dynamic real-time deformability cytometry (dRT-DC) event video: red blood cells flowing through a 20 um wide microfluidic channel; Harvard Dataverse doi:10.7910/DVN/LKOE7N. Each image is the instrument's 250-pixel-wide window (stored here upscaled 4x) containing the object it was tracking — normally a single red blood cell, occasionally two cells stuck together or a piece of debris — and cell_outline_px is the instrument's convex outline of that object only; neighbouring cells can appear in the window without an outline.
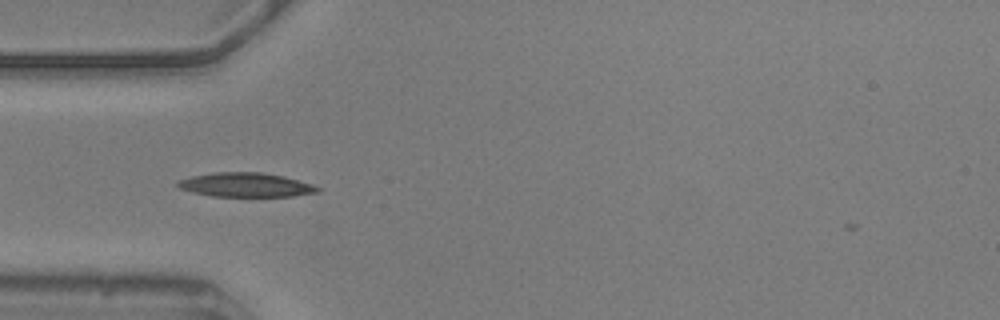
{"species": "common noctule bat (a hibernating species)", "species_latin": "Nyctalus noctula", "temperature_condition": "warm", "stored_images_in_passage": 41, "camera_frame_rate_fps": 3000, "um_per_image_px": 0.085, "animal": {"sex": "male", "body_mass_g": 20.5, "forearm_length_mm": 52.5}, "frame": {"image": 1, "passage_image": 1, "time_ms": 0.0, "image_size_px": [1000, 320], "cell_outline_px": [[320, 192], [292, 196], [212, 196], [192, 192], [180, 188], [176, 184], [176, 180], [192, 176], [216, 172], [260, 172], [284, 176], [312, 184], [320, 188]], "centroid_in_image_um": [20.88, 15.71], "position_along_channel_um": 64.1, "area_um2": 19.65}}
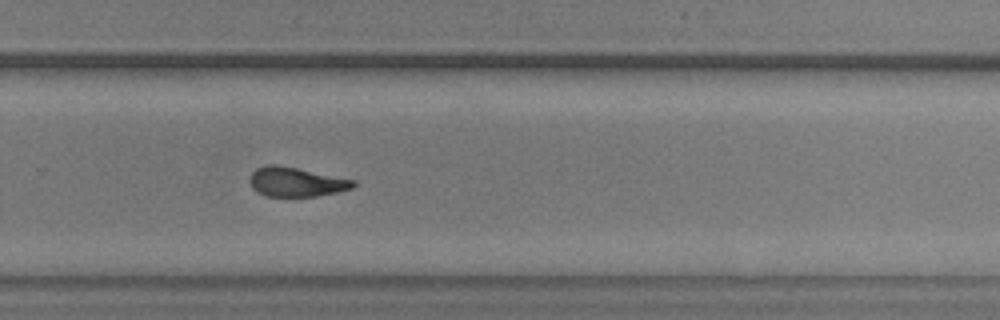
{"frame": {"image": 2, "passage_image": 21, "time_ms": 6.667, "image_size_px": [1000, 320], "cell_outline_px": [[356, 184], [352, 188], [336, 192], [316, 196], [268, 196], [252, 188], [248, 180], [252, 172], [256, 168], [268, 164], [276, 164], [356, 180]], "centroid_in_image_um": [25.15, 15.45], "position_along_channel_um": 304.6, "area_um2": 17.57}}
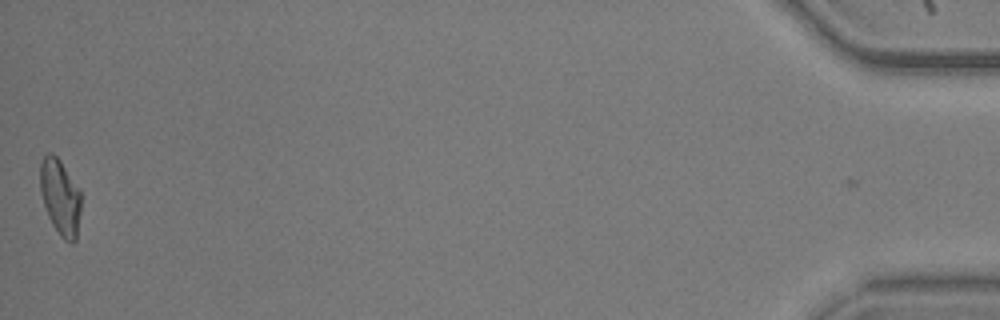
{"frame": {"image": 3, "passage_image": 40, "time_ms": 13.0, "image_size_px": [1000, 320], "cell_outline_px": [[80, 212], [76, 240], [72, 244], [64, 240], [60, 236], [52, 224], [48, 216], [40, 192], [40, 164], [44, 156], [48, 152], [52, 152], [60, 160], [80, 192]], "centroid_in_image_um": [5.1, 16.77], "position_along_channel_um": 430.1, "area_um2": 17.92}, "authors_computed_cell_mechanics": {"area_um2": 18.207, "velocity_mm_per_s": 3.6002, "shape_relaxation_time_tau1_ms": 6.4451, "shape_relaxation_time_tau2_ms": 2.1001, "deformation_change_tau1": 0.1916, "deformation_change_tau2": 0.0855}}